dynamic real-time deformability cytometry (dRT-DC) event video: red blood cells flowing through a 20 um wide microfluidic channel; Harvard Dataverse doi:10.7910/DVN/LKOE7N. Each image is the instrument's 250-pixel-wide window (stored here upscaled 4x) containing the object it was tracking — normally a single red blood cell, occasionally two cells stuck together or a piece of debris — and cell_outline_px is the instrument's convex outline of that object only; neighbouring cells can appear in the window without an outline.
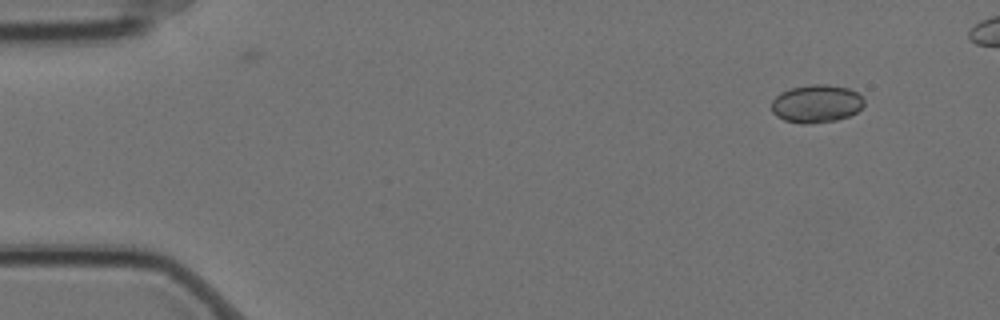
{"species": "Egyptian fruit bat (a non-hibernating species)", "species_latin": "Rousettus aegyptiacus", "temperature_condition": "cold", "stored_images_in_passage": 9, "camera_frame_rate_fps": 3000, "um_per_image_px": 0.085, "animal": {"sex": "female"}, "frame": {"image": 1, "passage_image": 1, "time_ms": 0.0, "image_size_px": [1000, 320], "cell_outline_px": [[864, 104], [856, 112], [848, 116], [836, 120], [804, 124], [800, 124], [784, 120], [776, 116], [772, 112], [772, 100], [780, 92], [792, 88], [812, 84], [828, 84], [848, 88], [856, 92], [864, 100]], "centroid_in_image_um": [69.37, 8.81], "position_along_channel_um": 15.6, "area_um2": 20.4}}
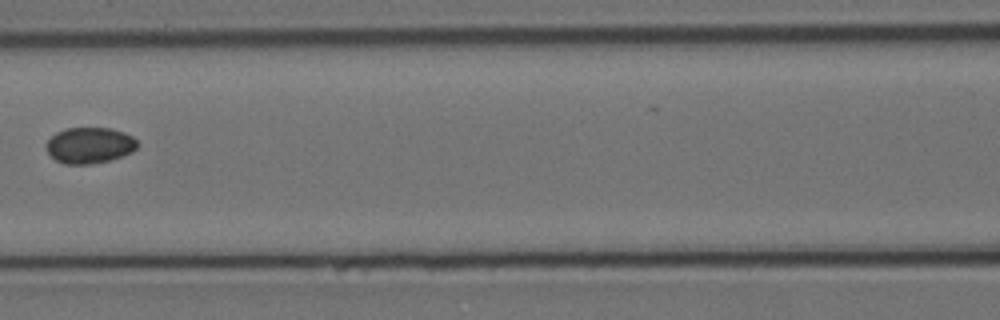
{"frame": {"image": 2, "passage_image": 7, "time_ms": 2.0, "image_size_px": [1000, 320], "cell_outline_px": [[136, 148], [132, 152], [108, 160], [92, 164], [64, 164], [56, 160], [44, 148], [44, 144], [56, 132], [64, 128], [112, 128], [124, 132], [132, 136], [136, 140]], "centroid_in_image_um": [7.57, 12.34], "position_along_channel_um": 159.0, "area_um2": 19.13}}
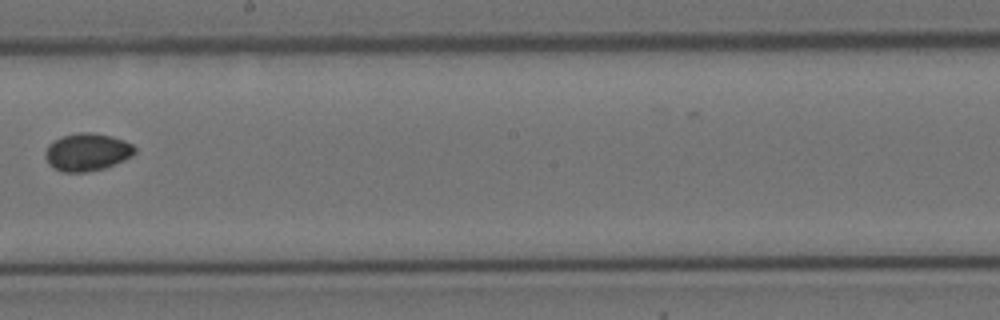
{"frame": {"image": 3, "passage_image": 9, "time_ms": 2.667, "image_size_px": [1000, 320], "cell_outline_px": [[136, 152], [132, 156], [104, 168], [84, 172], [60, 172], [52, 168], [48, 164], [44, 156], [44, 152], [48, 144], [64, 136], [80, 132], [92, 132], [112, 136], [124, 140], [132, 144], [136, 148]], "centroid_in_image_um": [7.38, 12.93], "position_along_channel_um": 240.8, "area_um2": 19.71}}